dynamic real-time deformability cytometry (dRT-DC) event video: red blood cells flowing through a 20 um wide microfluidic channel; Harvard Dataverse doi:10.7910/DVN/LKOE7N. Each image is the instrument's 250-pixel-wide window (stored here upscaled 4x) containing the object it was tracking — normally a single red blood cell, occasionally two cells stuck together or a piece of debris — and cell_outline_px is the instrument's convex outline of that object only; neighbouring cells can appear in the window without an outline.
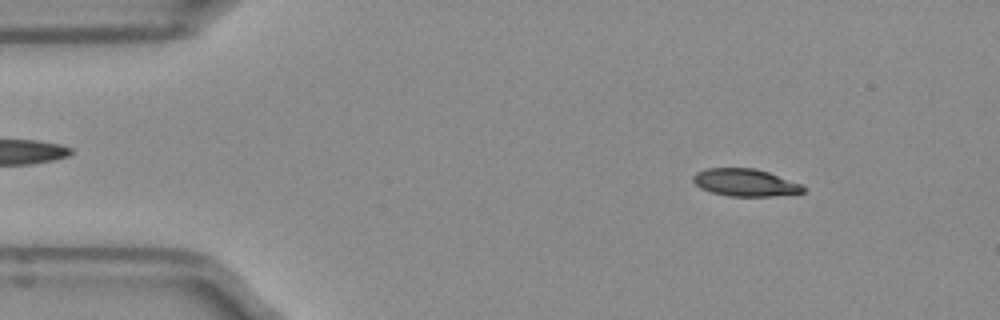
{"species": "Egyptian fruit bat (a non-hibernating species)", "species_latin": "Rousettus aegyptiacus", "temperature_condition": "room temperature", "stored_images_in_passage": 50, "camera_frame_rate_fps": 3000, "um_per_image_px": 0.085, "frame": {"image": 1, "passage_image": 6, "time_ms": 1.667, "image_size_px": [1000, 320], "cell_outline_px": [[804, 192], [772, 196], [728, 196], [712, 192], [700, 188], [692, 180], [692, 176], [696, 172], [708, 168], [756, 168], [768, 172], [800, 184], [804, 188]], "centroid_in_image_um": [63.29, 15.51], "position_along_channel_um": 21.7, "area_um2": 17.4}}
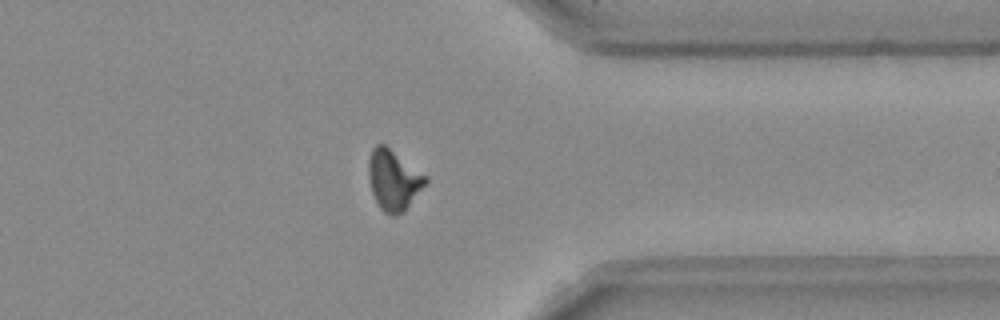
{"frame": {"image": 2, "passage_image": 39, "time_ms": 12.667, "image_size_px": [1000, 320], "cell_outline_px": [[428, 180], [404, 212], [396, 216], [392, 216], [384, 212], [380, 208], [372, 192], [368, 176], [368, 160], [372, 148], [376, 144], [384, 144], [428, 176]], "centroid_in_image_um": [33.44, 15.3], "position_along_channel_um": 378.0, "area_um2": 20.06}}
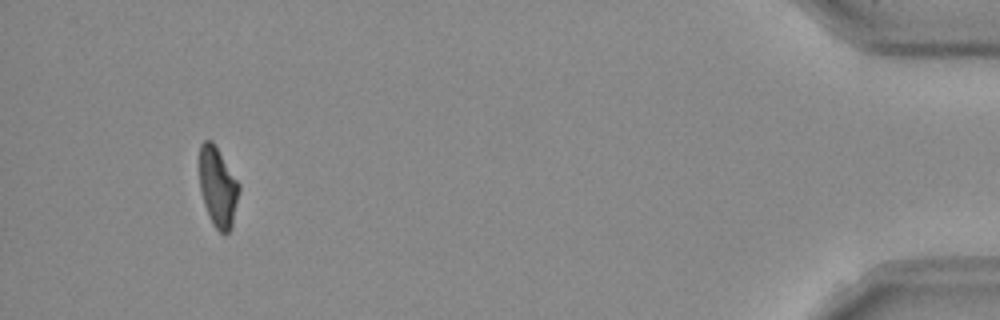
{"frame": {"image": 3, "passage_image": 47, "time_ms": 15.333, "image_size_px": [1000, 320], "cell_outline_px": [[240, 192], [232, 224], [228, 232], [220, 232], [212, 224], [204, 204], [200, 188], [200, 144], [204, 140], [212, 140], [240, 184]], "centroid_in_image_um": [18.52, 15.88], "position_along_channel_um": 416.7, "area_um2": 18.26}, "authors_computed_cell_mechanics": {"area_um2": 18.9873, "velocity_mm_per_s": 3.9675, "shape_relaxation_time_tau1_ms": 8.0439, "shape_relaxation_time_tau2_ms": 2.6398, "deformation_change_tau1": 0.1947, "deformation_change_tau2": 0.0815}}